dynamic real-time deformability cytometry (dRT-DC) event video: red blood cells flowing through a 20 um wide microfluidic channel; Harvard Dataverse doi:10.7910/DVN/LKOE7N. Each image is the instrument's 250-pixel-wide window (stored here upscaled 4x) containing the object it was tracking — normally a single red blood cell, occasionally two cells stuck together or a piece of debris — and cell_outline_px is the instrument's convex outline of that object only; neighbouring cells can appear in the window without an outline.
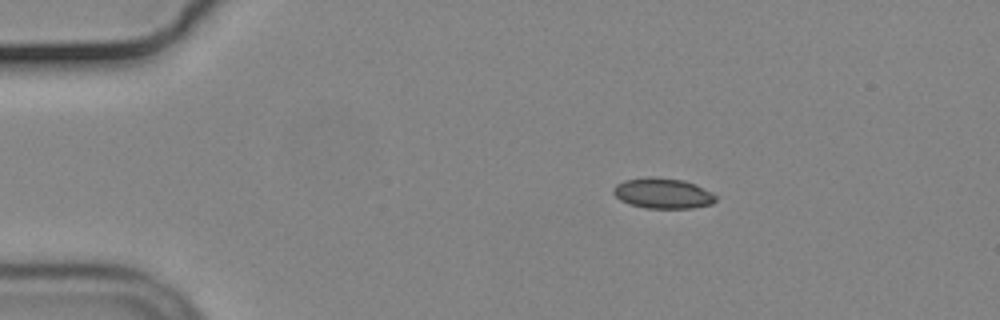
{"species": "common noctule bat (a hibernating species)", "species_latin": "Nyctalus noctula", "temperature_condition": "cold", "stored_images_in_passage": 56, "camera_frame_rate_fps": 3000, "um_per_image_px": 0.085, "animal": {"sex": "male", "body_mass_g": 19.2, "forearm_length_mm": 51.8}, "frame": {"image": 1, "passage_image": 10, "time_ms": 3.0, "image_size_px": [1000, 320], "cell_outline_px": [[716, 200], [712, 204], [692, 208], [644, 208], [628, 204], [620, 200], [612, 192], [612, 188], [616, 184], [624, 180], [648, 176], [652, 176], [684, 180], [712, 192], [716, 196]], "centroid_in_image_um": [56.3, 16.43], "position_along_channel_um": 28.7, "area_um2": 18.32}}
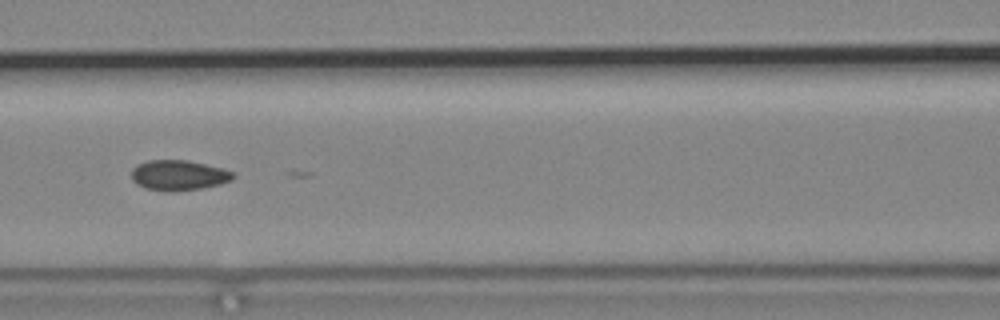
{"frame": {"image": 2, "passage_image": 25, "time_ms": 8.0, "image_size_px": [1000, 320], "cell_outline_px": [[236, 176], [232, 180], [220, 184], [200, 188], [148, 188], [136, 184], [132, 180], [132, 168], [136, 164], [148, 160], [188, 160], [224, 168], [232, 172]], "centroid_in_image_um": [15.21, 14.83], "position_along_channel_um": 151.4, "area_um2": 17.22}}
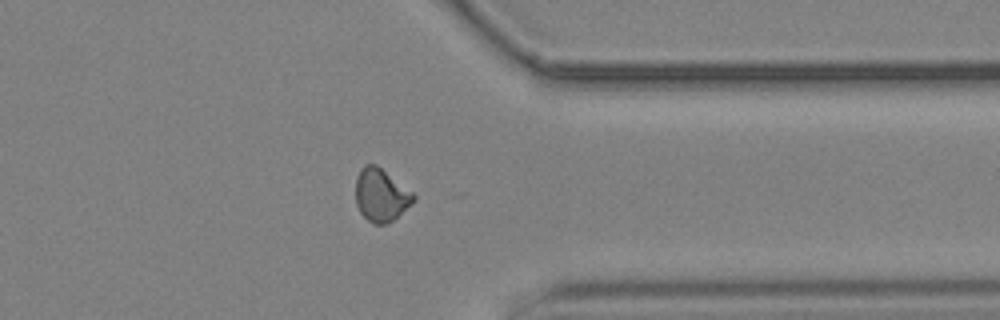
{"frame": {"image": 3, "passage_image": 44, "time_ms": 14.333, "image_size_px": [1000, 320], "cell_outline_px": [[416, 200], [412, 204], [392, 220], [384, 224], [372, 224], [360, 212], [356, 204], [356, 176], [360, 168], [364, 164], [376, 164], [412, 192], [416, 196]], "centroid_in_image_um": [32.37, 16.57], "position_along_channel_um": 379.0, "area_um2": 17.74}, "authors_computed_cell_mechanics": {"area_um2": 17.6001, "velocity_mm_per_s": 3.7148, "shape_relaxation_time_tau1_ms": 10.942, "shape_relaxation_time_tau2_ms": null, "deformation_change_tau1": 0.1211, "deformation_change_tau2": null}}